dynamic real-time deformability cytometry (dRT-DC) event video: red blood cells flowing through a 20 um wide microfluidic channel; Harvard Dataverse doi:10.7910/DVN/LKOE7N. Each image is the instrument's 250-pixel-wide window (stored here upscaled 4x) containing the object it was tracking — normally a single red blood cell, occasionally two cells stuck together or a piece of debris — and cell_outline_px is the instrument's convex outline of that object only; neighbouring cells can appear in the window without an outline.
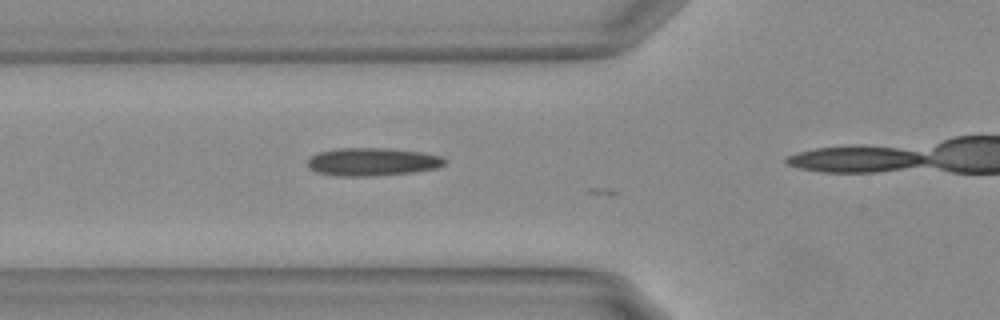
{"species": "Egyptian fruit bat (a non-hibernating species)", "species_latin": "Rousettus aegyptiacus", "temperature_condition": "warm", "stored_images_in_passage": 13, "camera_frame_rate_fps": 3000, "um_per_image_px": 0.085, "animal": {"sex": "female"}, "frame": {"image": 1, "passage_image": 8, "time_ms": 2.333, "image_size_px": [1000, 320], "cell_outline_px": [[448, 160], [444, 164], [436, 168], [412, 172], [372, 176], [336, 176], [316, 172], [308, 168], [308, 160], [316, 152], [336, 148], [388, 148], [424, 152], [440, 156]], "centroid_in_image_um": [31.63, 13.75], "position_along_channel_um": 94.2, "area_um2": 22.54}}